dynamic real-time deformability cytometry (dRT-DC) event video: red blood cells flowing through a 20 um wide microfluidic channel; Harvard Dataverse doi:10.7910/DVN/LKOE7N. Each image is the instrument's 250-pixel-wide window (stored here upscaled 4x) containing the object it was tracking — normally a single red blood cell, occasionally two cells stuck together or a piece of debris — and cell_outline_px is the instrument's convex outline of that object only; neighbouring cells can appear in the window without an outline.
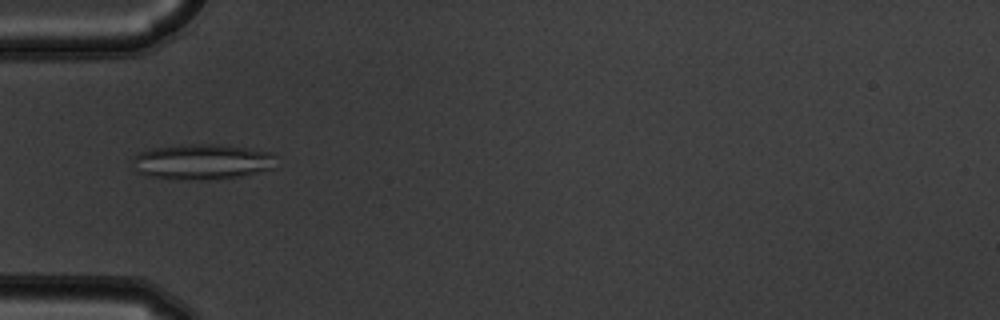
{"species": "common noctule bat (a hibernating species)", "species_latin": "Nyctalus noctula", "temperature_condition": "warm", "stored_images_in_passage": 54, "camera_frame_rate_fps": 3000, "um_per_image_px": 0.085, "animal": {"sex": "male", "body_mass_g": 19.5, "forearm_length_mm": 54.6}, "frame": {"image": 1, "passage_image": 18, "time_ms": 5.667, "image_size_px": [1000, 320], "cell_outline_px": [[276, 168], [244, 176], [216, 180], [172, 180], [144, 176], [136, 172], [132, 160], [132, 156], [136, 152], [152, 148], [180, 144], [220, 144], [272, 152], [276, 156]], "centroid_in_image_um": [17.16, 13.77], "position_along_channel_um": 67.8, "area_um2": 30.87}}
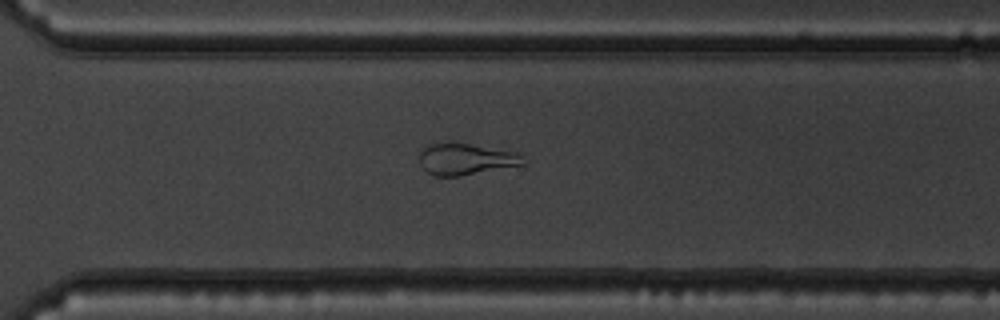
{"frame": {"image": 2, "passage_image": 39, "time_ms": 12.667, "image_size_px": [1000, 320], "cell_outline_px": [[524, 164], [460, 176], [436, 176], [428, 172], [420, 164], [420, 152], [428, 144], [468, 144], [520, 152]], "centroid_in_image_um": [39.6, 13.54], "position_along_channel_um": 331.0, "area_um2": 18.55}}
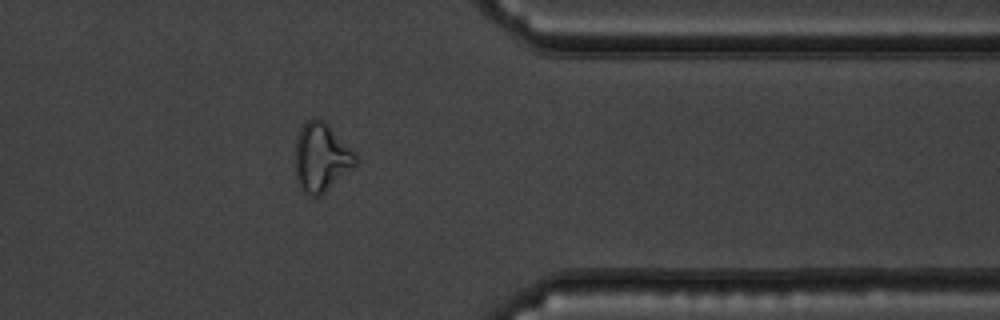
{"frame": {"image": 3, "passage_image": 44, "time_ms": 14.333, "image_size_px": [1000, 320], "cell_outline_px": [[360, 160], [352, 168], [320, 196], [308, 196], [300, 188], [296, 180], [296, 140], [300, 128], [312, 116], [320, 116], [356, 152]], "centroid_in_image_um": [27.32, 13.35], "position_along_channel_um": 384.1, "area_um2": 24.45}, "authors_computed_cell_mechanics": {"area_um2": 25.0274, "velocity_mm_per_s": 3.7749, "shape_relaxation_time_tau1_ms": null, "shape_relaxation_time_tau2_ms": 1.8093, "deformation_change_tau1": null, "deformation_change_tau2": 0.1045}}